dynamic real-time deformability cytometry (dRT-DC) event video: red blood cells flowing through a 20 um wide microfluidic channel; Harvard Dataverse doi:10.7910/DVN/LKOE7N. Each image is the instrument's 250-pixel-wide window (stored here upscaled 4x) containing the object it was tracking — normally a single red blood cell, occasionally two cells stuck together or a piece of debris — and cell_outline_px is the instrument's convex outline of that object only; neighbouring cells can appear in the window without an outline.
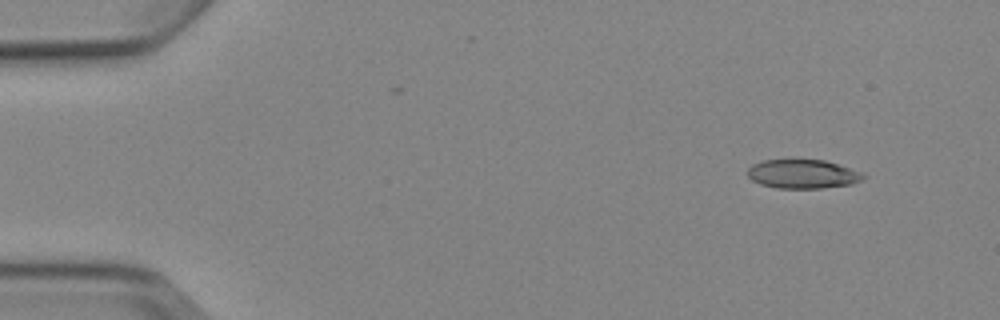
{"species": "Egyptian fruit bat (a non-hibernating species)", "species_latin": "Rousettus aegyptiacus", "temperature_condition": "cold", "stored_images_in_passage": 4, "camera_frame_rate_fps": 3000, "um_per_image_px": 0.085, "animal": {"sex": "female"}, "frame": {"image": 1, "passage_image": 1, "time_ms": 0.0, "image_size_px": [1000, 320], "cell_outline_px": [[868, 176], [852, 184], [820, 188], [776, 188], [760, 184], [752, 180], [748, 176], [748, 168], [752, 164], [764, 160], [792, 156], [824, 160], [860, 172]], "centroid_in_image_um": [68.17, 14.74], "position_along_channel_um": 16.8, "area_um2": 20.17}}
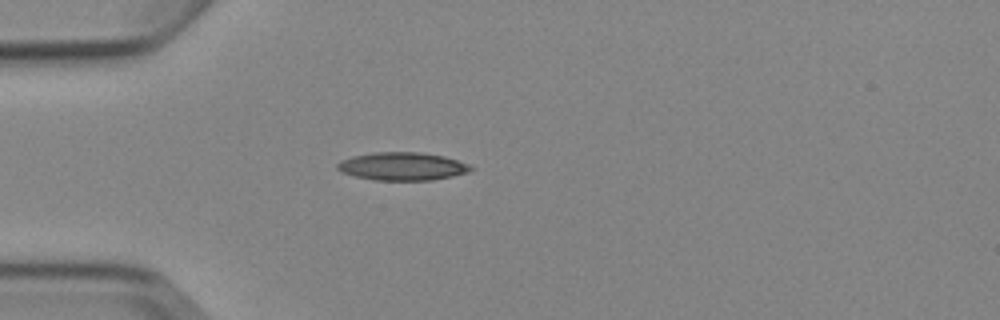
{"frame": {"image": 2, "passage_image": 4, "time_ms": 3.333, "image_size_px": [1000, 320], "cell_outline_px": [[472, 168], [468, 172], [452, 176], [432, 180], [376, 180], [356, 176], [340, 172], [336, 168], [336, 164], [340, 160], [352, 156], [372, 152], [416, 152], [444, 156], [468, 164]], "centroid_in_image_um": [34.14, 14.13], "position_along_channel_um": 50.9, "area_um2": 21.68}}